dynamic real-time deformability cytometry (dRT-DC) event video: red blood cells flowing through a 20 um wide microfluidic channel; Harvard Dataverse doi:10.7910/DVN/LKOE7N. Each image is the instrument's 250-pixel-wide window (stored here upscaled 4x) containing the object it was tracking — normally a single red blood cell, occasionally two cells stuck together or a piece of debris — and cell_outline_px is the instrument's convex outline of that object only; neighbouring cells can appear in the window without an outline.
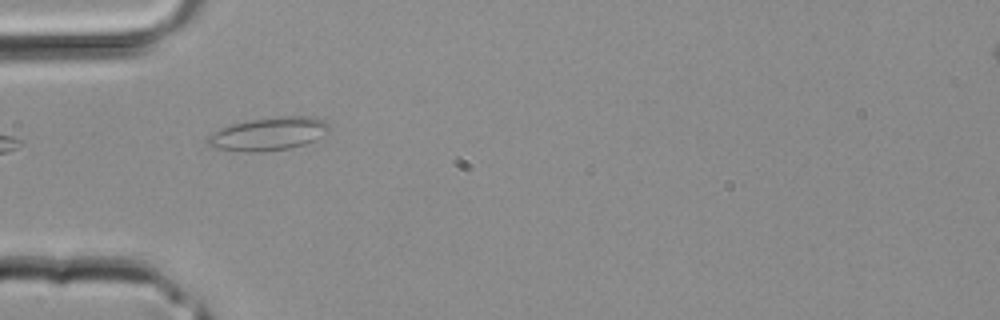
{"species": "common noctule bat (a hibernating species)", "species_latin": "Nyctalus noctula", "temperature_condition": "room temperature", "stored_images_in_passage": 1, "camera_frame_rate_fps": 3000, "um_per_image_px": 0.085, "animal": {"sex": "male", "body_mass_g": 20.4}, "frame": {"image": 1, "passage_image": 1, "time_ms": 0.0, "image_size_px": [1000, 320], "cell_outline_px": [[332, 128], [328, 132], [304, 144], [288, 148], [212, 148], [208, 144], [208, 136], [220, 128], [232, 124], [248, 120], [284, 116], [312, 116], [324, 120]], "centroid_in_image_um": [22.91, 11.29], "position_along_channel_um": 62.1, "area_um2": 22.02}}